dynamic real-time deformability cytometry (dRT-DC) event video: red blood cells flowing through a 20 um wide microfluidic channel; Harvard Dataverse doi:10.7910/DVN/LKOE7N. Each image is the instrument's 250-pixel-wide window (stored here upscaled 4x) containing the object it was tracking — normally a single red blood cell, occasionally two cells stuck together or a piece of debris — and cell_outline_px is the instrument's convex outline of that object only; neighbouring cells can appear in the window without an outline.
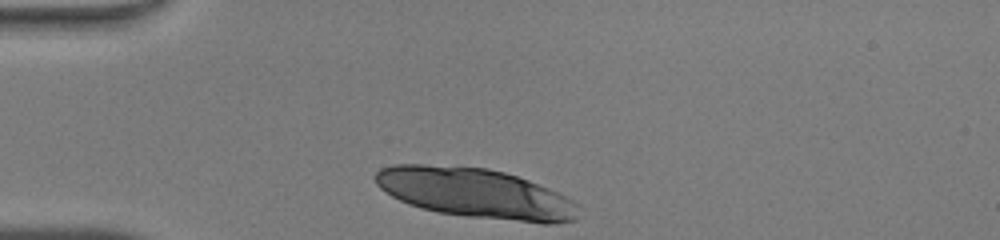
{"species": "human", "species_latin": "Homo sapiens", "temperature_condition": "warm", "stored_images_in_passage": 27, "camera_frame_rate_fps": 3000, "um_per_image_px": 0.085, "donor": {"sex": "male"}, "frame": {"image": 1, "passage_image": 1, "time_ms": 0.0, "image_size_px": [1000, 240], "cell_outline_px": [[576, 220], [552, 224], [540, 224], [468, 216], [440, 212], [408, 204], [392, 196], [380, 188], [376, 184], [376, 172], [380, 168], [392, 164], [424, 164], [488, 168], [504, 172], [528, 180], [548, 188], [572, 200], [576, 204]], "centroid_in_image_um": [40.4, 16.42], "position_along_channel_um": 44.6, "area_um2": 58.67}}